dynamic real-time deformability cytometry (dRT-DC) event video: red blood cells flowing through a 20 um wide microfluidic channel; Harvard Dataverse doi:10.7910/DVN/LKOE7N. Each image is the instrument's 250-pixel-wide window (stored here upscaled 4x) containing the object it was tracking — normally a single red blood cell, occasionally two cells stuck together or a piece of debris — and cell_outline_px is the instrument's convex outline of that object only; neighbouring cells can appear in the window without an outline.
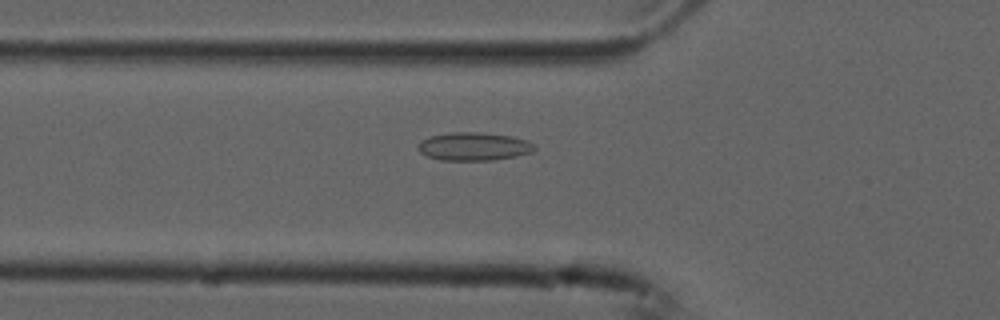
{"species": "common noctule bat (a hibernating species)", "species_latin": "Nyctalus noctula", "temperature_condition": "cold", "stored_images_in_passage": 23, "camera_frame_rate_fps": 3000, "um_per_image_px": 0.085, "animal": {"sex": "male", "forearm_length_mm": 52.5}, "frame": {"image": 1, "passage_image": 15, "time_ms": 4.667, "image_size_px": [1000, 320], "cell_outline_px": [[536, 148], [532, 152], [516, 156], [492, 160], [440, 160], [428, 156], [420, 152], [416, 148], [416, 144], [420, 140], [428, 136], [452, 132], [476, 132], [512, 136], [528, 140], [536, 144]], "centroid_in_image_um": [40.26, 12.44], "position_along_channel_um": 85.5, "area_um2": 19.36}}
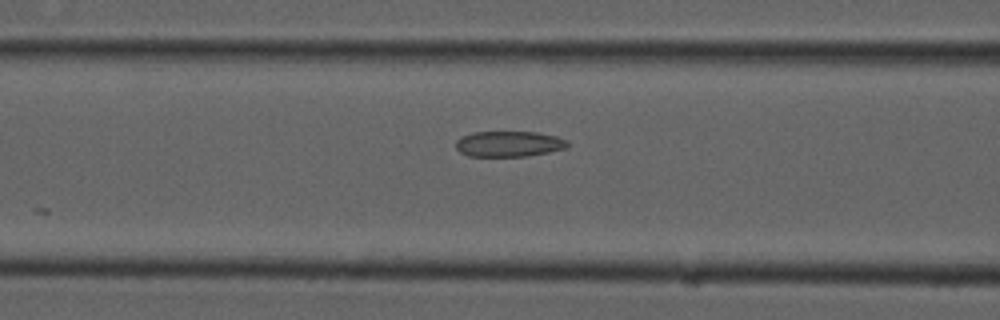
{"frame": {"image": 2, "passage_image": 18, "time_ms": 5.667, "image_size_px": [1000, 320], "cell_outline_px": [[568, 148], [528, 156], [468, 156], [460, 152], [456, 148], [456, 140], [460, 136], [472, 132], [536, 132], [556, 136], [568, 140]], "centroid_in_image_um": [43.25, 12.23], "position_along_channel_um": 123.4, "area_um2": 16.82}}
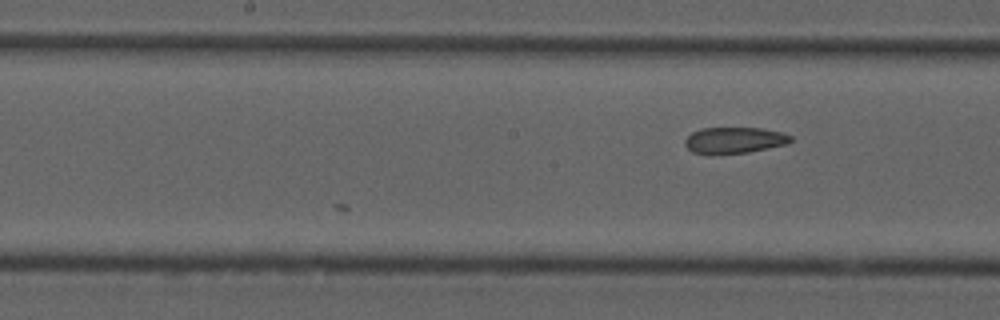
{"frame": {"image": 3, "passage_image": 23, "time_ms": 7.333, "image_size_px": [1000, 320], "cell_outline_px": [[792, 140], [788, 144], [748, 152], [692, 152], [684, 144], [684, 140], [692, 132], [700, 128], [760, 128], [784, 132], [792, 136]], "centroid_in_image_um": [62.47, 11.88], "position_along_channel_um": 185.7, "area_um2": 15.78}}